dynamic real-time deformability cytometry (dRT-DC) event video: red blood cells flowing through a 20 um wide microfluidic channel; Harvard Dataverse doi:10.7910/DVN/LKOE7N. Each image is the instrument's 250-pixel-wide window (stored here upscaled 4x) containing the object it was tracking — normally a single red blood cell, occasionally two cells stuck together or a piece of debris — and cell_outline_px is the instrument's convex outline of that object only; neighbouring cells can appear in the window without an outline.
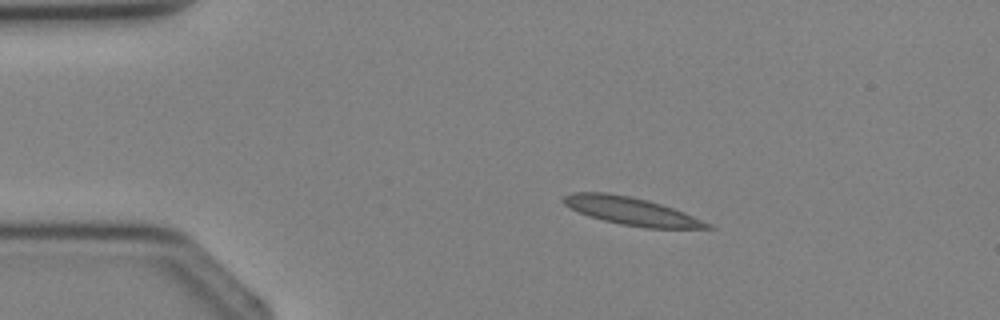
{"species": "Egyptian fruit bat (a non-hibernating species)", "species_latin": "Rousettus aegyptiacus", "temperature_condition": "cold", "stored_images_in_passage": 2, "camera_frame_rate_fps": 3000, "um_per_image_px": 0.085, "animal": {"sex": "female"}, "frame": {"image": 1, "passage_image": 1, "time_ms": 0.0, "image_size_px": [1000, 320], "cell_outline_px": [[716, 228], [648, 228], [620, 224], [588, 216], [564, 204], [560, 200], [564, 196], [572, 192], [604, 192], [632, 196], [648, 200], [684, 212], [712, 224]], "centroid_in_image_um": [53.66, 17.94], "position_along_channel_um": 31.3, "area_um2": 23.18}}